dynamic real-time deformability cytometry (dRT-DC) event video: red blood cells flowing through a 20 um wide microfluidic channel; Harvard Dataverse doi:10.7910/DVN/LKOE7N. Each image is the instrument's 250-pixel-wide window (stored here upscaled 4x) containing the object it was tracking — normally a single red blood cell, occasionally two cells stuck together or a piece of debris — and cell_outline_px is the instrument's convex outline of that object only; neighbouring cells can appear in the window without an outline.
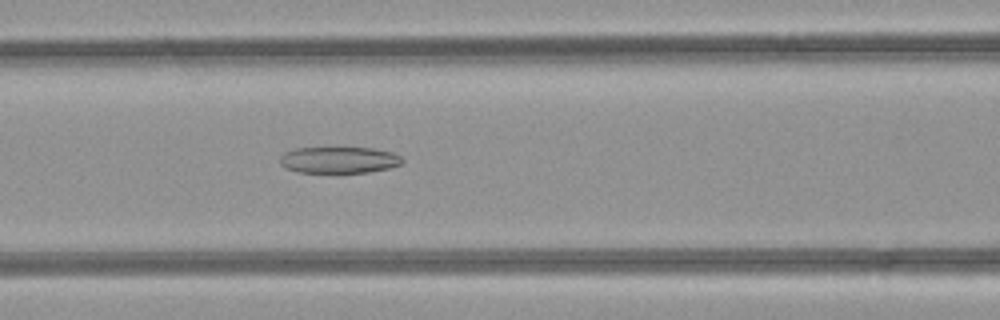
{"species": "common noctule bat (a hibernating species)", "species_latin": "Nyctalus noctula", "temperature_condition": "room temperature", "stored_images_in_passage": 44, "camera_frame_rate_fps": 3000, "um_per_image_px": 0.085, "animal": {"sex": "female", "body_mass_g": 21.9}, "frame": {"image": 1, "passage_image": 16, "time_ms": 5.0, "image_size_px": [1000, 320], "cell_outline_px": [[404, 160], [400, 164], [388, 168], [368, 172], [296, 172], [280, 164], [280, 156], [284, 152], [296, 148], [372, 148], [392, 152], [400, 156]], "centroid_in_image_um": [28.8, 13.59], "position_along_channel_um": 137.8, "area_um2": 18.67}}
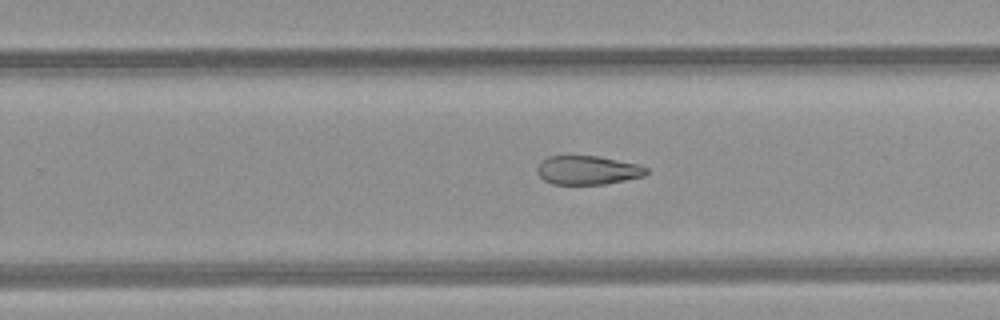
{"frame": {"image": 2, "passage_image": 26, "time_ms": 8.333, "image_size_px": [1000, 320], "cell_outline_px": [[648, 172], [644, 176], [604, 184], [552, 184], [544, 180], [536, 172], [536, 168], [540, 160], [548, 156], [596, 156], [636, 164], [648, 168]], "centroid_in_image_um": [49.89, 14.46], "position_along_channel_um": 279.9, "area_um2": 18.26}}
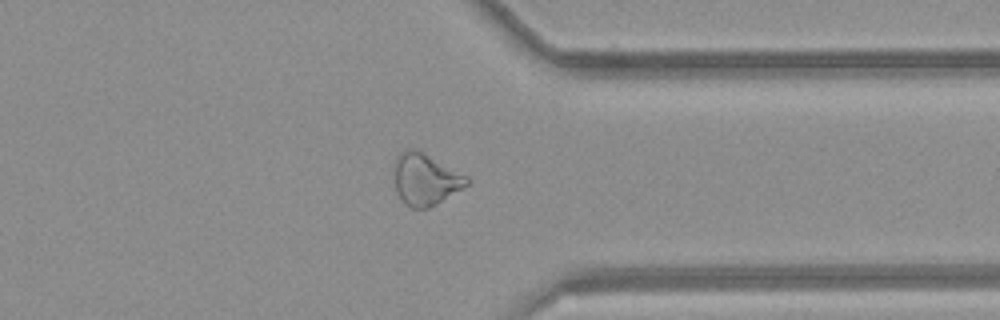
{"frame": {"image": 3, "passage_image": 33, "time_ms": 10.667, "image_size_px": [1000, 320], "cell_outline_px": [[472, 180], [464, 188], [436, 204], [428, 208], [412, 208], [404, 204], [396, 192], [396, 156], [404, 148], [412, 148], [468, 176]], "centroid_in_image_um": [36.18, 15.27], "position_along_channel_um": 375.2, "area_um2": 21.56}, "authors_computed_cell_mechanics": {"area_um2": 22.6865, "velocity_mm_per_s": 4.2657, "shape_relaxation_time_tau1_ms": null, "shape_relaxation_time_tau2_ms": 6.8412, "deformation_change_tau1": null, "deformation_change_tau2": 0.1956}}